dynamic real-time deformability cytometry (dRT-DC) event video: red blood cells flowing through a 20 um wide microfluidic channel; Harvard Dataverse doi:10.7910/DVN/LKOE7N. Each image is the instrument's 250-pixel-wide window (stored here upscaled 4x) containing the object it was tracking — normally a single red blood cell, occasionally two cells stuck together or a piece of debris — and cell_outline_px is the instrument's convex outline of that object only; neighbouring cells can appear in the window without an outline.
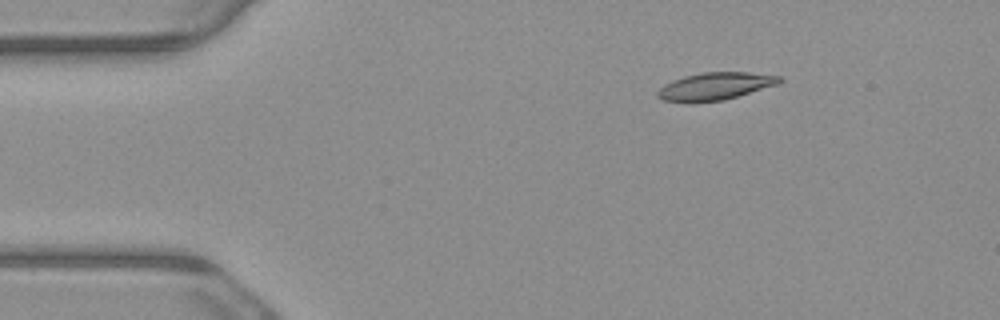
{"species": "common noctule bat (a hibernating species)", "species_latin": "Nyctalus noctula", "temperature_condition": "warm", "stored_images_in_passage": 5, "camera_frame_rate_fps": 3000, "um_per_image_px": 0.085, "animal": {"sex": "male", "body_mass_g": 23.1, "forearm_length_mm": 52.7}, "frame": {"image": 1, "passage_image": 3, "time_ms": 0.667, "image_size_px": [1000, 320], "cell_outline_px": [[784, 80], [776, 84], [724, 100], [664, 100], [656, 96], [656, 92], [664, 84], [672, 80], [684, 76], [700, 72], [748, 72], [784, 76]], "centroid_in_image_um": [60.83, 7.28], "position_along_channel_um": 24.2, "area_um2": 18.96}}